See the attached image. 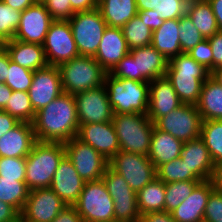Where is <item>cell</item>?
Here are the masks:
<instances>
[{
	"instance_id": "cell-1",
	"label": "cell",
	"mask_w": 222,
	"mask_h": 222,
	"mask_svg": "<svg viewBox=\"0 0 222 222\" xmlns=\"http://www.w3.org/2000/svg\"><path fill=\"white\" fill-rule=\"evenodd\" d=\"M36 141L65 143L77 136L79 122L74 95L62 93L38 110L32 122Z\"/></svg>"
},
{
	"instance_id": "cell-2",
	"label": "cell",
	"mask_w": 222,
	"mask_h": 222,
	"mask_svg": "<svg viewBox=\"0 0 222 222\" xmlns=\"http://www.w3.org/2000/svg\"><path fill=\"white\" fill-rule=\"evenodd\" d=\"M211 72L196 62L187 53H181L168 61L166 78L171 82L183 104L196 105L200 98L202 84Z\"/></svg>"
},
{
	"instance_id": "cell-3",
	"label": "cell",
	"mask_w": 222,
	"mask_h": 222,
	"mask_svg": "<svg viewBox=\"0 0 222 222\" xmlns=\"http://www.w3.org/2000/svg\"><path fill=\"white\" fill-rule=\"evenodd\" d=\"M65 156L64 143L36 141L26 157L25 183L29 191L50 188L56 169Z\"/></svg>"
},
{
	"instance_id": "cell-4",
	"label": "cell",
	"mask_w": 222,
	"mask_h": 222,
	"mask_svg": "<svg viewBox=\"0 0 222 222\" xmlns=\"http://www.w3.org/2000/svg\"><path fill=\"white\" fill-rule=\"evenodd\" d=\"M104 85L114 114L147 115L149 82L115 78L107 73Z\"/></svg>"
},
{
	"instance_id": "cell-5",
	"label": "cell",
	"mask_w": 222,
	"mask_h": 222,
	"mask_svg": "<svg viewBox=\"0 0 222 222\" xmlns=\"http://www.w3.org/2000/svg\"><path fill=\"white\" fill-rule=\"evenodd\" d=\"M64 93L76 95L105 83L107 72L90 56H78L59 66Z\"/></svg>"
},
{
	"instance_id": "cell-6",
	"label": "cell",
	"mask_w": 222,
	"mask_h": 222,
	"mask_svg": "<svg viewBox=\"0 0 222 222\" xmlns=\"http://www.w3.org/2000/svg\"><path fill=\"white\" fill-rule=\"evenodd\" d=\"M112 122L120 150L148 156L154 123L147 115L113 114Z\"/></svg>"
},
{
	"instance_id": "cell-7",
	"label": "cell",
	"mask_w": 222,
	"mask_h": 222,
	"mask_svg": "<svg viewBox=\"0 0 222 222\" xmlns=\"http://www.w3.org/2000/svg\"><path fill=\"white\" fill-rule=\"evenodd\" d=\"M73 206L83 222H114V202L102 179L85 182Z\"/></svg>"
},
{
	"instance_id": "cell-8",
	"label": "cell",
	"mask_w": 222,
	"mask_h": 222,
	"mask_svg": "<svg viewBox=\"0 0 222 222\" xmlns=\"http://www.w3.org/2000/svg\"><path fill=\"white\" fill-rule=\"evenodd\" d=\"M68 21L79 55L94 57L108 26L99 9L75 12Z\"/></svg>"
},
{
	"instance_id": "cell-9",
	"label": "cell",
	"mask_w": 222,
	"mask_h": 222,
	"mask_svg": "<svg viewBox=\"0 0 222 222\" xmlns=\"http://www.w3.org/2000/svg\"><path fill=\"white\" fill-rule=\"evenodd\" d=\"M109 167L136 193L156 178L155 166L147 155L120 150L109 160Z\"/></svg>"
},
{
	"instance_id": "cell-10",
	"label": "cell",
	"mask_w": 222,
	"mask_h": 222,
	"mask_svg": "<svg viewBox=\"0 0 222 222\" xmlns=\"http://www.w3.org/2000/svg\"><path fill=\"white\" fill-rule=\"evenodd\" d=\"M114 202V222H139L137 195L109 166L101 178Z\"/></svg>"
},
{
	"instance_id": "cell-11",
	"label": "cell",
	"mask_w": 222,
	"mask_h": 222,
	"mask_svg": "<svg viewBox=\"0 0 222 222\" xmlns=\"http://www.w3.org/2000/svg\"><path fill=\"white\" fill-rule=\"evenodd\" d=\"M201 124L202 118L196 105L182 104L159 118L154 126L184 143L200 137Z\"/></svg>"
},
{
	"instance_id": "cell-12",
	"label": "cell",
	"mask_w": 222,
	"mask_h": 222,
	"mask_svg": "<svg viewBox=\"0 0 222 222\" xmlns=\"http://www.w3.org/2000/svg\"><path fill=\"white\" fill-rule=\"evenodd\" d=\"M64 147L66 157L72 162L84 182L100 180L103 177L109 161L93 147L77 137L65 142Z\"/></svg>"
},
{
	"instance_id": "cell-13",
	"label": "cell",
	"mask_w": 222,
	"mask_h": 222,
	"mask_svg": "<svg viewBox=\"0 0 222 222\" xmlns=\"http://www.w3.org/2000/svg\"><path fill=\"white\" fill-rule=\"evenodd\" d=\"M43 49L48 64L57 67L79 56L68 20H54L52 22L46 34Z\"/></svg>"
},
{
	"instance_id": "cell-14",
	"label": "cell",
	"mask_w": 222,
	"mask_h": 222,
	"mask_svg": "<svg viewBox=\"0 0 222 222\" xmlns=\"http://www.w3.org/2000/svg\"><path fill=\"white\" fill-rule=\"evenodd\" d=\"M79 125L104 123L113 119L105 85L74 95Z\"/></svg>"
},
{
	"instance_id": "cell-15",
	"label": "cell",
	"mask_w": 222,
	"mask_h": 222,
	"mask_svg": "<svg viewBox=\"0 0 222 222\" xmlns=\"http://www.w3.org/2000/svg\"><path fill=\"white\" fill-rule=\"evenodd\" d=\"M53 21L45 4L35 2L21 12L19 26L13 39L43 45Z\"/></svg>"
},
{
	"instance_id": "cell-16",
	"label": "cell",
	"mask_w": 222,
	"mask_h": 222,
	"mask_svg": "<svg viewBox=\"0 0 222 222\" xmlns=\"http://www.w3.org/2000/svg\"><path fill=\"white\" fill-rule=\"evenodd\" d=\"M63 93L59 67L48 65L34 71L28 94L35 112L50 104Z\"/></svg>"
},
{
	"instance_id": "cell-17",
	"label": "cell",
	"mask_w": 222,
	"mask_h": 222,
	"mask_svg": "<svg viewBox=\"0 0 222 222\" xmlns=\"http://www.w3.org/2000/svg\"><path fill=\"white\" fill-rule=\"evenodd\" d=\"M65 206L51 188L34 189L29 191L20 215L30 222H51Z\"/></svg>"
},
{
	"instance_id": "cell-18",
	"label": "cell",
	"mask_w": 222,
	"mask_h": 222,
	"mask_svg": "<svg viewBox=\"0 0 222 222\" xmlns=\"http://www.w3.org/2000/svg\"><path fill=\"white\" fill-rule=\"evenodd\" d=\"M76 137L93 147L107 161L120 151L118 137L112 121L79 125Z\"/></svg>"
},
{
	"instance_id": "cell-19",
	"label": "cell",
	"mask_w": 222,
	"mask_h": 222,
	"mask_svg": "<svg viewBox=\"0 0 222 222\" xmlns=\"http://www.w3.org/2000/svg\"><path fill=\"white\" fill-rule=\"evenodd\" d=\"M183 103L176 94L171 82L164 77L149 82V104L147 116L155 123Z\"/></svg>"
},
{
	"instance_id": "cell-20",
	"label": "cell",
	"mask_w": 222,
	"mask_h": 222,
	"mask_svg": "<svg viewBox=\"0 0 222 222\" xmlns=\"http://www.w3.org/2000/svg\"><path fill=\"white\" fill-rule=\"evenodd\" d=\"M85 182L72 162L65 156L53 176L50 188L67 206H73L83 190Z\"/></svg>"
},
{
	"instance_id": "cell-21",
	"label": "cell",
	"mask_w": 222,
	"mask_h": 222,
	"mask_svg": "<svg viewBox=\"0 0 222 222\" xmlns=\"http://www.w3.org/2000/svg\"><path fill=\"white\" fill-rule=\"evenodd\" d=\"M215 180L201 181L171 214L176 222H203L204 210Z\"/></svg>"
},
{
	"instance_id": "cell-22",
	"label": "cell",
	"mask_w": 222,
	"mask_h": 222,
	"mask_svg": "<svg viewBox=\"0 0 222 222\" xmlns=\"http://www.w3.org/2000/svg\"><path fill=\"white\" fill-rule=\"evenodd\" d=\"M129 51L122 28L107 26L94 59L110 73Z\"/></svg>"
},
{
	"instance_id": "cell-23",
	"label": "cell",
	"mask_w": 222,
	"mask_h": 222,
	"mask_svg": "<svg viewBox=\"0 0 222 222\" xmlns=\"http://www.w3.org/2000/svg\"><path fill=\"white\" fill-rule=\"evenodd\" d=\"M180 158L200 181L215 178L216 166L200 137L183 143Z\"/></svg>"
},
{
	"instance_id": "cell-24",
	"label": "cell",
	"mask_w": 222,
	"mask_h": 222,
	"mask_svg": "<svg viewBox=\"0 0 222 222\" xmlns=\"http://www.w3.org/2000/svg\"><path fill=\"white\" fill-rule=\"evenodd\" d=\"M129 53L135 60L136 81L150 82L165 76L168 61L152 45L132 49Z\"/></svg>"
},
{
	"instance_id": "cell-25",
	"label": "cell",
	"mask_w": 222,
	"mask_h": 222,
	"mask_svg": "<svg viewBox=\"0 0 222 222\" xmlns=\"http://www.w3.org/2000/svg\"><path fill=\"white\" fill-rule=\"evenodd\" d=\"M35 142L32 123L20 122L0 138V157L26 158Z\"/></svg>"
},
{
	"instance_id": "cell-26",
	"label": "cell",
	"mask_w": 222,
	"mask_h": 222,
	"mask_svg": "<svg viewBox=\"0 0 222 222\" xmlns=\"http://www.w3.org/2000/svg\"><path fill=\"white\" fill-rule=\"evenodd\" d=\"M5 48L12 61L33 72L49 65L41 44L12 39L5 42Z\"/></svg>"
},
{
	"instance_id": "cell-27",
	"label": "cell",
	"mask_w": 222,
	"mask_h": 222,
	"mask_svg": "<svg viewBox=\"0 0 222 222\" xmlns=\"http://www.w3.org/2000/svg\"><path fill=\"white\" fill-rule=\"evenodd\" d=\"M182 146V141L154 126L148 158L157 169L160 165L180 157Z\"/></svg>"
},
{
	"instance_id": "cell-28",
	"label": "cell",
	"mask_w": 222,
	"mask_h": 222,
	"mask_svg": "<svg viewBox=\"0 0 222 222\" xmlns=\"http://www.w3.org/2000/svg\"><path fill=\"white\" fill-rule=\"evenodd\" d=\"M151 45L167 61L182 53L179 37V19L164 20L163 25L152 33Z\"/></svg>"
},
{
	"instance_id": "cell-29",
	"label": "cell",
	"mask_w": 222,
	"mask_h": 222,
	"mask_svg": "<svg viewBox=\"0 0 222 222\" xmlns=\"http://www.w3.org/2000/svg\"><path fill=\"white\" fill-rule=\"evenodd\" d=\"M196 107L204 120H222V86L211 76L202 84Z\"/></svg>"
},
{
	"instance_id": "cell-30",
	"label": "cell",
	"mask_w": 222,
	"mask_h": 222,
	"mask_svg": "<svg viewBox=\"0 0 222 222\" xmlns=\"http://www.w3.org/2000/svg\"><path fill=\"white\" fill-rule=\"evenodd\" d=\"M97 8L109 27L122 28L138 13L136 0H102Z\"/></svg>"
},
{
	"instance_id": "cell-31",
	"label": "cell",
	"mask_w": 222,
	"mask_h": 222,
	"mask_svg": "<svg viewBox=\"0 0 222 222\" xmlns=\"http://www.w3.org/2000/svg\"><path fill=\"white\" fill-rule=\"evenodd\" d=\"M186 14L204 39H208L220 31L208 0H190L187 4Z\"/></svg>"
},
{
	"instance_id": "cell-32",
	"label": "cell",
	"mask_w": 222,
	"mask_h": 222,
	"mask_svg": "<svg viewBox=\"0 0 222 222\" xmlns=\"http://www.w3.org/2000/svg\"><path fill=\"white\" fill-rule=\"evenodd\" d=\"M140 215L164 211L165 183L157 177L136 193Z\"/></svg>"
},
{
	"instance_id": "cell-33",
	"label": "cell",
	"mask_w": 222,
	"mask_h": 222,
	"mask_svg": "<svg viewBox=\"0 0 222 222\" xmlns=\"http://www.w3.org/2000/svg\"><path fill=\"white\" fill-rule=\"evenodd\" d=\"M200 138L206 145L216 168L222 164V120H204Z\"/></svg>"
},
{
	"instance_id": "cell-34",
	"label": "cell",
	"mask_w": 222,
	"mask_h": 222,
	"mask_svg": "<svg viewBox=\"0 0 222 222\" xmlns=\"http://www.w3.org/2000/svg\"><path fill=\"white\" fill-rule=\"evenodd\" d=\"M28 193L29 189L25 181H16L0 176V201L10 204L19 213L22 212L25 206Z\"/></svg>"
},
{
	"instance_id": "cell-35",
	"label": "cell",
	"mask_w": 222,
	"mask_h": 222,
	"mask_svg": "<svg viewBox=\"0 0 222 222\" xmlns=\"http://www.w3.org/2000/svg\"><path fill=\"white\" fill-rule=\"evenodd\" d=\"M122 31L130 50L151 45L153 32L138 14L122 27Z\"/></svg>"
},
{
	"instance_id": "cell-36",
	"label": "cell",
	"mask_w": 222,
	"mask_h": 222,
	"mask_svg": "<svg viewBox=\"0 0 222 222\" xmlns=\"http://www.w3.org/2000/svg\"><path fill=\"white\" fill-rule=\"evenodd\" d=\"M3 111L16 118L19 122L26 123H32L36 114L28 92L23 91H12L10 100Z\"/></svg>"
},
{
	"instance_id": "cell-37",
	"label": "cell",
	"mask_w": 222,
	"mask_h": 222,
	"mask_svg": "<svg viewBox=\"0 0 222 222\" xmlns=\"http://www.w3.org/2000/svg\"><path fill=\"white\" fill-rule=\"evenodd\" d=\"M156 177L165 184L176 181H200L180 157L160 165L156 169Z\"/></svg>"
},
{
	"instance_id": "cell-38",
	"label": "cell",
	"mask_w": 222,
	"mask_h": 222,
	"mask_svg": "<svg viewBox=\"0 0 222 222\" xmlns=\"http://www.w3.org/2000/svg\"><path fill=\"white\" fill-rule=\"evenodd\" d=\"M201 181H176L165 184L164 211L171 213Z\"/></svg>"
},
{
	"instance_id": "cell-39",
	"label": "cell",
	"mask_w": 222,
	"mask_h": 222,
	"mask_svg": "<svg viewBox=\"0 0 222 222\" xmlns=\"http://www.w3.org/2000/svg\"><path fill=\"white\" fill-rule=\"evenodd\" d=\"M33 76V71L15 63L11 60L9 55V69L5 84H7L12 91L28 92L29 87L32 84Z\"/></svg>"
},
{
	"instance_id": "cell-40",
	"label": "cell",
	"mask_w": 222,
	"mask_h": 222,
	"mask_svg": "<svg viewBox=\"0 0 222 222\" xmlns=\"http://www.w3.org/2000/svg\"><path fill=\"white\" fill-rule=\"evenodd\" d=\"M21 11L0 0V37L6 42L12 40L19 26Z\"/></svg>"
},
{
	"instance_id": "cell-41",
	"label": "cell",
	"mask_w": 222,
	"mask_h": 222,
	"mask_svg": "<svg viewBox=\"0 0 222 222\" xmlns=\"http://www.w3.org/2000/svg\"><path fill=\"white\" fill-rule=\"evenodd\" d=\"M179 37L182 53L189 52L198 43L204 40V37L195 27L187 14L179 19Z\"/></svg>"
},
{
	"instance_id": "cell-42",
	"label": "cell",
	"mask_w": 222,
	"mask_h": 222,
	"mask_svg": "<svg viewBox=\"0 0 222 222\" xmlns=\"http://www.w3.org/2000/svg\"><path fill=\"white\" fill-rule=\"evenodd\" d=\"M190 0H155V13L163 20L180 19Z\"/></svg>"
},
{
	"instance_id": "cell-43",
	"label": "cell",
	"mask_w": 222,
	"mask_h": 222,
	"mask_svg": "<svg viewBox=\"0 0 222 222\" xmlns=\"http://www.w3.org/2000/svg\"><path fill=\"white\" fill-rule=\"evenodd\" d=\"M0 176L25 181L26 158L0 157Z\"/></svg>"
},
{
	"instance_id": "cell-44",
	"label": "cell",
	"mask_w": 222,
	"mask_h": 222,
	"mask_svg": "<svg viewBox=\"0 0 222 222\" xmlns=\"http://www.w3.org/2000/svg\"><path fill=\"white\" fill-rule=\"evenodd\" d=\"M203 222H222V191L217 187L210 193Z\"/></svg>"
},
{
	"instance_id": "cell-45",
	"label": "cell",
	"mask_w": 222,
	"mask_h": 222,
	"mask_svg": "<svg viewBox=\"0 0 222 222\" xmlns=\"http://www.w3.org/2000/svg\"><path fill=\"white\" fill-rule=\"evenodd\" d=\"M43 3L53 20H69L75 13L70 0H44Z\"/></svg>"
},
{
	"instance_id": "cell-46",
	"label": "cell",
	"mask_w": 222,
	"mask_h": 222,
	"mask_svg": "<svg viewBox=\"0 0 222 222\" xmlns=\"http://www.w3.org/2000/svg\"><path fill=\"white\" fill-rule=\"evenodd\" d=\"M187 54L210 72L213 71V53L208 39L202 40Z\"/></svg>"
},
{
	"instance_id": "cell-47",
	"label": "cell",
	"mask_w": 222,
	"mask_h": 222,
	"mask_svg": "<svg viewBox=\"0 0 222 222\" xmlns=\"http://www.w3.org/2000/svg\"><path fill=\"white\" fill-rule=\"evenodd\" d=\"M115 78L136 80V67L133 56L128 53L109 73Z\"/></svg>"
},
{
	"instance_id": "cell-48",
	"label": "cell",
	"mask_w": 222,
	"mask_h": 222,
	"mask_svg": "<svg viewBox=\"0 0 222 222\" xmlns=\"http://www.w3.org/2000/svg\"><path fill=\"white\" fill-rule=\"evenodd\" d=\"M213 53V70L222 66V31L208 38Z\"/></svg>"
},
{
	"instance_id": "cell-49",
	"label": "cell",
	"mask_w": 222,
	"mask_h": 222,
	"mask_svg": "<svg viewBox=\"0 0 222 222\" xmlns=\"http://www.w3.org/2000/svg\"><path fill=\"white\" fill-rule=\"evenodd\" d=\"M137 14L152 32L163 25L164 20L158 17L155 10L138 11Z\"/></svg>"
},
{
	"instance_id": "cell-50",
	"label": "cell",
	"mask_w": 222,
	"mask_h": 222,
	"mask_svg": "<svg viewBox=\"0 0 222 222\" xmlns=\"http://www.w3.org/2000/svg\"><path fill=\"white\" fill-rule=\"evenodd\" d=\"M51 222H83L74 206H65Z\"/></svg>"
},
{
	"instance_id": "cell-51",
	"label": "cell",
	"mask_w": 222,
	"mask_h": 222,
	"mask_svg": "<svg viewBox=\"0 0 222 222\" xmlns=\"http://www.w3.org/2000/svg\"><path fill=\"white\" fill-rule=\"evenodd\" d=\"M139 222H176L172 214L166 211L150 212L140 215Z\"/></svg>"
},
{
	"instance_id": "cell-52",
	"label": "cell",
	"mask_w": 222,
	"mask_h": 222,
	"mask_svg": "<svg viewBox=\"0 0 222 222\" xmlns=\"http://www.w3.org/2000/svg\"><path fill=\"white\" fill-rule=\"evenodd\" d=\"M19 215L13 206L0 201V222H17Z\"/></svg>"
},
{
	"instance_id": "cell-53",
	"label": "cell",
	"mask_w": 222,
	"mask_h": 222,
	"mask_svg": "<svg viewBox=\"0 0 222 222\" xmlns=\"http://www.w3.org/2000/svg\"><path fill=\"white\" fill-rule=\"evenodd\" d=\"M20 122L7 112L0 110V138Z\"/></svg>"
},
{
	"instance_id": "cell-54",
	"label": "cell",
	"mask_w": 222,
	"mask_h": 222,
	"mask_svg": "<svg viewBox=\"0 0 222 222\" xmlns=\"http://www.w3.org/2000/svg\"><path fill=\"white\" fill-rule=\"evenodd\" d=\"M9 69V53L5 47L0 48V83H5Z\"/></svg>"
},
{
	"instance_id": "cell-55",
	"label": "cell",
	"mask_w": 222,
	"mask_h": 222,
	"mask_svg": "<svg viewBox=\"0 0 222 222\" xmlns=\"http://www.w3.org/2000/svg\"><path fill=\"white\" fill-rule=\"evenodd\" d=\"M71 7L75 12L89 11L97 8L94 0H70Z\"/></svg>"
},
{
	"instance_id": "cell-56",
	"label": "cell",
	"mask_w": 222,
	"mask_h": 222,
	"mask_svg": "<svg viewBox=\"0 0 222 222\" xmlns=\"http://www.w3.org/2000/svg\"><path fill=\"white\" fill-rule=\"evenodd\" d=\"M2 1L8 6L21 12L36 2L35 0H2Z\"/></svg>"
},
{
	"instance_id": "cell-57",
	"label": "cell",
	"mask_w": 222,
	"mask_h": 222,
	"mask_svg": "<svg viewBox=\"0 0 222 222\" xmlns=\"http://www.w3.org/2000/svg\"><path fill=\"white\" fill-rule=\"evenodd\" d=\"M12 95V89L5 83H0V110H3Z\"/></svg>"
},
{
	"instance_id": "cell-58",
	"label": "cell",
	"mask_w": 222,
	"mask_h": 222,
	"mask_svg": "<svg viewBox=\"0 0 222 222\" xmlns=\"http://www.w3.org/2000/svg\"><path fill=\"white\" fill-rule=\"evenodd\" d=\"M210 3L220 31H222V0H208Z\"/></svg>"
},
{
	"instance_id": "cell-59",
	"label": "cell",
	"mask_w": 222,
	"mask_h": 222,
	"mask_svg": "<svg viewBox=\"0 0 222 222\" xmlns=\"http://www.w3.org/2000/svg\"><path fill=\"white\" fill-rule=\"evenodd\" d=\"M138 11L154 10L155 0H136Z\"/></svg>"
},
{
	"instance_id": "cell-60",
	"label": "cell",
	"mask_w": 222,
	"mask_h": 222,
	"mask_svg": "<svg viewBox=\"0 0 222 222\" xmlns=\"http://www.w3.org/2000/svg\"><path fill=\"white\" fill-rule=\"evenodd\" d=\"M215 183H216V187L222 191V164L219 165L217 168H216V175H215Z\"/></svg>"
},
{
	"instance_id": "cell-61",
	"label": "cell",
	"mask_w": 222,
	"mask_h": 222,
	"mask_svg": "<svg viewBox=\"0 0 222 222\" xmlns=\"http://www.w3.org/2000/svg\"><path fill=\"white\" fill-rule=\"evenodd\" d=\"M210 76L222 86V66L214 69Z\"/></svg>"
},
{
	"instance_id": "cell-62",
	"label": "cell",
	"mask_w": 222,
	"mask_h": 222,
	"mask_svg": "<svg viewBox=\"0 0 222 222\" xmlns=\"http://www.w3.org/2000/svg\"><path fill=\"white\" fill-rule=\"evenodd\" d=\"M5 47V41L0 37V48Z\"/></svg>"
},
{
	"instance_id": "cell-63",
	"label": "cell",
	"mask_w": 222,
	"mask_h": 222,
	"mask_svg": "<svg viewBox=\"0 0 222 222\" xmlns=\"http://www.w3.org/2000/svg\"><path fill=\"white\" fill-rule=\"evenodd\" d=\"M20 222H30V221L24 219V218L20 215Z\"/></svg>"
},
{
	"instance_id": "cell-64",
	"label": "cell",
	"mask_w": 222,
	"mask_h": 222,
	"mask_svg": "<svg viewBox=\"0 0 222 222\" xmlns=\"http://www.w3.org/2000/svg\"><path fill=\"white\" fill-rule=\"evenodd\" d=\"M94 1L98 5L102 0H94Z\"/></svg>"
},
{
	"instance_id": "cell-65",
	"label": "cell",
	"mask_w": 222,
	"mask_h": 222,
	"mask_svg": "<svg viewBox=\"0 0 222 222\" xmlns=\"http://www.w3.org/2000/svg\"><path fill=\"white\" fill-rule=\"evenodd\" d=\"M36 2H43L44 0H35Z\"/></svg>"
}]
</instances>
